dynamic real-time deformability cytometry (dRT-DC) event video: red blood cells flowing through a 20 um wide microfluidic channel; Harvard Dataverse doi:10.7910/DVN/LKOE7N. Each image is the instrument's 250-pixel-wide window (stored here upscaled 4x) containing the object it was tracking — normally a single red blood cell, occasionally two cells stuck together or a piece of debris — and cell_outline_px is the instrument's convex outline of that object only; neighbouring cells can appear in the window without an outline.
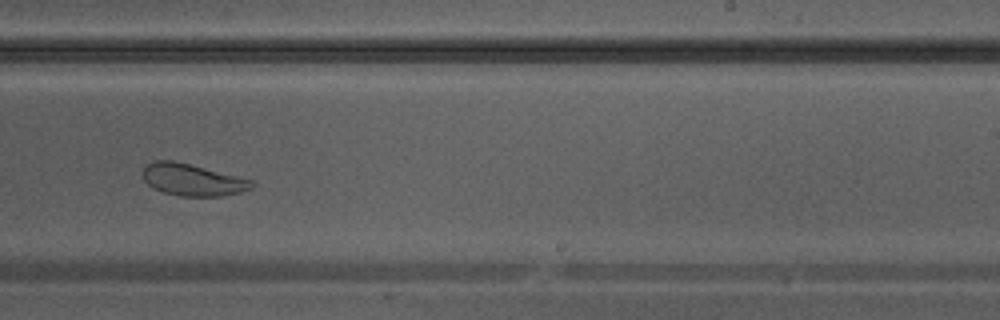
{"species": "Egyptian fruit bat (a non-hibernating species)", "species_latin": "Rousettus aegyptiacus", "temperature_condition": "warm", "stored_images_in_passage": 37, "camera_frame_rate_fps": 3000, "um_per_image_px": 0.085, "animal": {"sex": "male"}, "frame": {"image": 1, "passage_image": 22, "time_ms": 7.0, "image_size_px": [1000, 320], "cell_outline_px": [[256, 184], [252, 188], [240, 192], [220, 196], [180, 196], [164, 192], [152, 188], [144, 180], [144, 168], [152, 160], [172, 160], [252, 180]], "centroid_in_image_um": [16.35, 15.29], "position_along_channel_um": 272.6, "area_um2": 19.94}}